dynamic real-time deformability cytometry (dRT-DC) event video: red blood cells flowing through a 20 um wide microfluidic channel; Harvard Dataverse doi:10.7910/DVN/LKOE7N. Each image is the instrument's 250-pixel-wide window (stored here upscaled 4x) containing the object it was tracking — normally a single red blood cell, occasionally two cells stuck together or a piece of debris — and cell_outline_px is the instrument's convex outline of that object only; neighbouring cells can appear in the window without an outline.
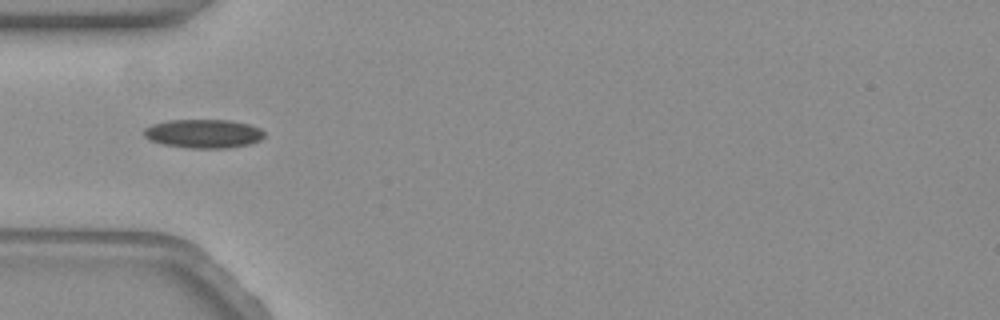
{"species": "common noctule bat (a hibernating species)", "species_latin": "Nyctalus noctula", "temperature_condition": "warm", "stored_images_in_passage": 15, "camera_frame_rate_fps": 3000, "um_per_image_px": 0.085, "animal": {"sex": "female", "body_mass_g": 19.3, "forearm_length_mm": 54.1}, "frame": {"image": 1, "passage_image": 3, "time_ms": 0.667, "image_size_px": [1000, 320], "cell_outline_px": [[264, 136], [260, 140], [252, 144], [228, 148], [188, 148], [164, 144], [148, 140], [144, 136], [144, 128], [152, 124], [168, 120], [228, 120], [248, 124], [260, 128], [264, 132]], "centroid_in_image_um": [17.3, 11.36], "position_along_channel_um": 67.7, "area_um2": 20.29}}